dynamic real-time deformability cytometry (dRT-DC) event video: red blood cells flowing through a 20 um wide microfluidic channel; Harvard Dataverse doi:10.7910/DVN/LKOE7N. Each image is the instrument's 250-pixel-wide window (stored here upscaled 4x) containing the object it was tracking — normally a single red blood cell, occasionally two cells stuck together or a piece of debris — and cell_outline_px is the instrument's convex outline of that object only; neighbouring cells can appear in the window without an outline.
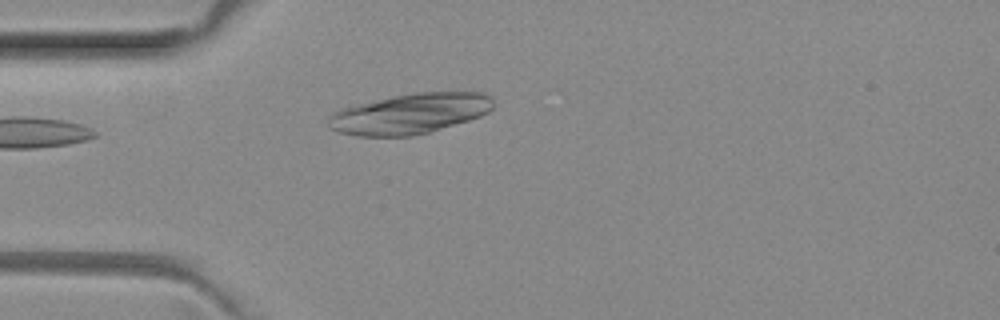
{"species": "common noctule bat (a hibernating species)", "species_latin": "Nyctalus noctula", "temperature_condition": "room temperature", "stored_images_in_passage": 3, "camera_frame_rate_fps": 3000, "um_per_image_px": 0.085, "animal": {"sex": "female", "body_mass_g": 29.2, "forearm_length_mm": 56.3}, "frame": {"image": 1, "passage_image": 3, "time_ms": 0.667, "image_size_px": [1000, 320], "cell_outline_px": [[492, 108], [488, 112], [480, 116], [468, 120], [428, 132], [412, 136], [356, 136], [340, 132], [328, 128], [328, 116], [332, 112], [340, 108], [356, 104], [392, 96], [416, 92], [484, 92], [492, 96]], "centroid_in_image_um": [34.81, 9.65], "position_along_channel_um": 50.2, "area_um2": 38.84}}